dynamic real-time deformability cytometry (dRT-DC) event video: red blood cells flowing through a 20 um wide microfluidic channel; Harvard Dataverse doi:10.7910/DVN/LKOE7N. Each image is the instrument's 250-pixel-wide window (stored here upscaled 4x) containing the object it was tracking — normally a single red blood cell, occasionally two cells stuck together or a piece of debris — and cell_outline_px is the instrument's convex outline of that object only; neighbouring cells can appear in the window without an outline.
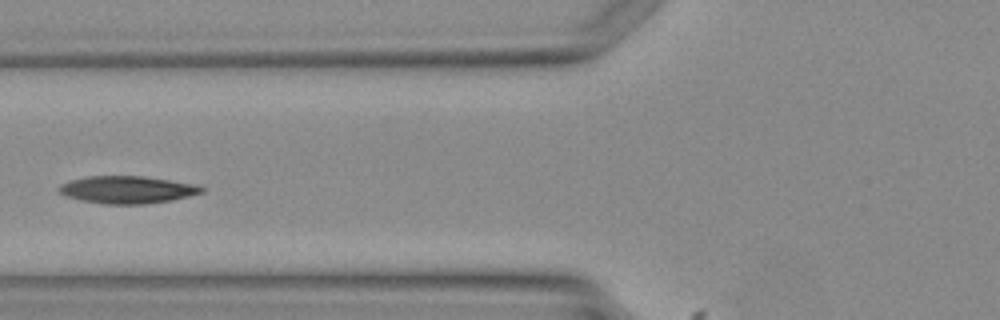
{"species": "Egyptian fruit bat (a non-hibernating species)", "species_latin": "Rousettus aegyptiacus", "temperature_condition": "warm", "stored_images_in_passage": 4, "camera_frame_rate_fps": 3000, "um_per_image_px": 0.085, "animal": {"sex": "female"}, "frame": {"image": 1, "passage_image": 4, "time_ms": 3.667, "image_size_px": [1000, 320], "cell_outline_px": [[204, 192], [172, 200], [144, 204], [108, 204], [80, 200], [68, 196], [60, 192], [56, 188], [60, 184], [72, 180], [88, 176], [144, 176], [196, 184], [204, 188]], "centroid_in_image_um": [10.83, 16.12], "position_along_channel_um": 115.0, "area_um2": 22.66}}